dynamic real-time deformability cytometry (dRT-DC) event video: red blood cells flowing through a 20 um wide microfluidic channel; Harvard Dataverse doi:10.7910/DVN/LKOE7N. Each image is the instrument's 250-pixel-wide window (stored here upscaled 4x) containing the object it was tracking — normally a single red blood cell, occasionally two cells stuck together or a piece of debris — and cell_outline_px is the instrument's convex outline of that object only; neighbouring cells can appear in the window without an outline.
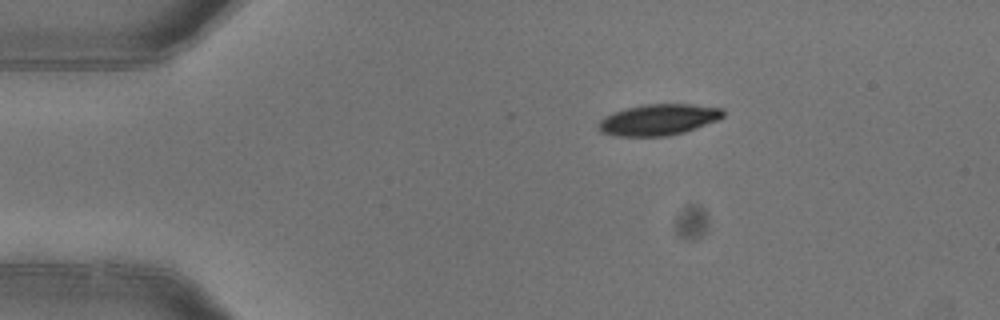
{"species": "common noctule bat (a hibernating species)", "species_latin": "Nyctalus noctula", "temperature_condition": "warm", "stored_images_in_passage": 5, "camera_frame_rate_fps": 3000, "um_per_image_px": 0.085, "animal": {"sex": "female"}, "frame": {"image": 1, "passage_image": 1, "time_ms": 0.0, "image_size_px": [1000, 320], "cell_outline_px": [[724, 116], [720, 120], [684, 132], [668, 136], [616, 136], [600, 132], [600, 120], [604, 116], [612, 112], [640, 104], [692, 104], [724, 108]], "centroid_in_image_um": [56.01, 10.16], "position_along_channel_um": 29.0, "area_um2": 22.83}}
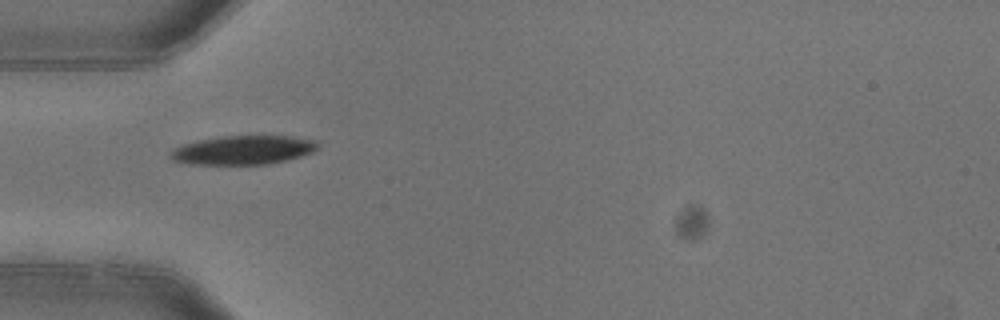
{"frame": {"image": 2, "passage_image": 3, "time_ms": 0.667, "image_size_px": [1000, 320], "cell_outline_px": [[320, 148], [312, 152], [300, 156], [268, 164], [192, 164], [172, 160], [172, 152], [176, 148], [184, 144], [200, 140], [224, 136], [292, 136], [316, 140], [320, 144]], "centroid_in_image_um": [20.75, 12.75], "position_along_channel_um": 64.2, "area_um2": 24.51}}